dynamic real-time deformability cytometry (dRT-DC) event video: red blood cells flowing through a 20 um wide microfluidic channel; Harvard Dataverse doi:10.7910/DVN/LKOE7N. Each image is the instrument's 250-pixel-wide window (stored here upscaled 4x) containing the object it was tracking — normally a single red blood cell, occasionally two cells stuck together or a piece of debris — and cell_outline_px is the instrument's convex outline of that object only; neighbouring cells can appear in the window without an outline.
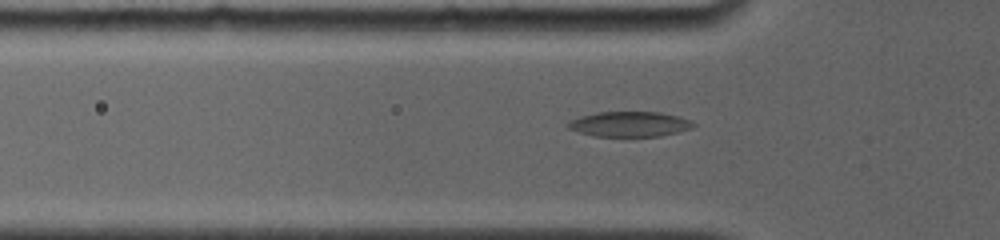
{"species": "common noctule bat (a hibernating species)", "species_latin": "Nyctalus noctula", "temperature_condition": "room temperature", "stored_images_in_passage": 4, "camera_frame_rate_fps": 4000, "um_per_image_px": 0.085, "animal": {"sex": "female", "body_mass_g": 19.0, "forearm_length_mm": 56.7}, "frame": {"image": 1, "passage_image": 3, "time_ms": 1.0, "image_size_px": [1000, 240], "cell_outline_px": [[696, 124], [692, 128], [660, 136], [592, 136], [568, 128], [564, 124], [568, 120], [580, 116], [596, 112], [660, 112], [680, 116], [692, 120]], "centroid_in_image_um": [53.49, 10.54], "position_along_channel_um": 72.3, "area_um2": 18.55}}